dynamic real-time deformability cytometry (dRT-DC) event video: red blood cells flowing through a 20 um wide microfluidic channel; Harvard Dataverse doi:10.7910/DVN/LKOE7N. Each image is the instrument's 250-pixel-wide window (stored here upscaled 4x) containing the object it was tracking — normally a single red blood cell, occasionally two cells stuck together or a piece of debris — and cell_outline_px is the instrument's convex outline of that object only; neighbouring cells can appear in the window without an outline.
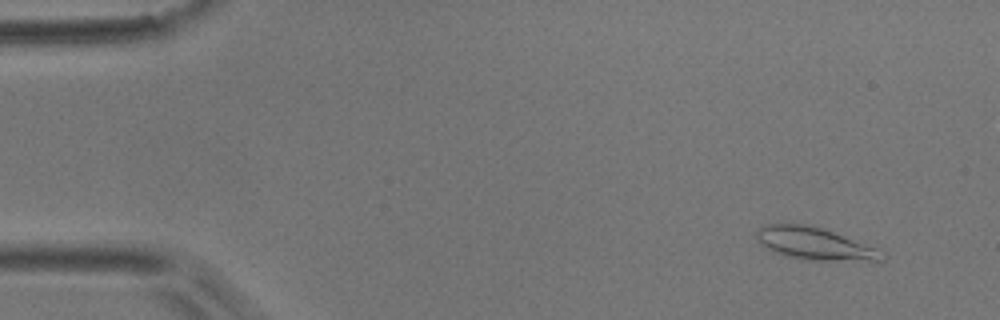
{"species": "common noctule bat (a hibernating species)", "species_latin": "Nyctalus noctula", "temperature_condition": "room temperature", "stored_images_in_passage": 20, "camera_frame_rate_fps": 3000, "um_per_image_px": 0.085, "animal": {"sex": "male", "body_mass_g": 17.9}, "frame": {"image": 1, "passage_image": 4, "time_ms": 1.0, "image_size_px": [1000, 320], "cell_outline_px": [[884, 260], [804, 260], [784, 256], [768, 248], [756, 240], [756, 232], [764, 224], [804, 224], [824, 228], [876, 248]], "centroid_in_image_um": [69.16, 20.69], "position_along_channel_um": 15.8, "area_um2": 23.18}}
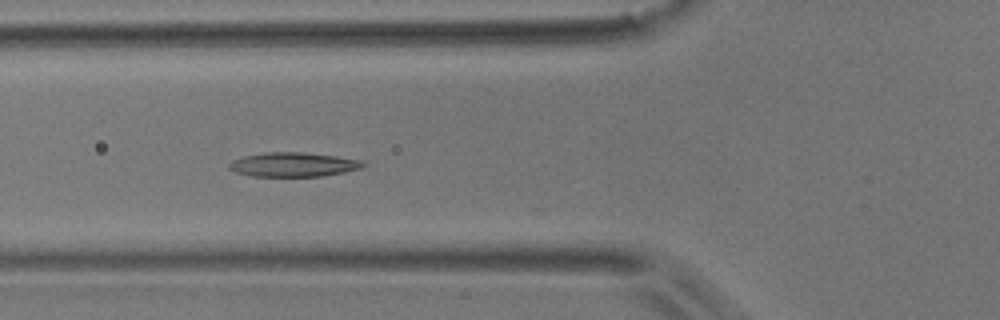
{"frame": {"image": 2, "passage_image": 19, "time_ms": 6.0, "image_size_px": [1000, 320], "cell_outline_px": [[368, 164], [364, 168], [344, 172], [320, 176], [252, 176], [236, 172], [228, 168], [228, 164], [232, 160], [244, 156], [264, 152], [304, 152], [336, 156], [360, 160]], "centroid_in_image_um": [24.95, 13.98], "position_along_channel_um": 100.9, "area_um2": 19.02}}